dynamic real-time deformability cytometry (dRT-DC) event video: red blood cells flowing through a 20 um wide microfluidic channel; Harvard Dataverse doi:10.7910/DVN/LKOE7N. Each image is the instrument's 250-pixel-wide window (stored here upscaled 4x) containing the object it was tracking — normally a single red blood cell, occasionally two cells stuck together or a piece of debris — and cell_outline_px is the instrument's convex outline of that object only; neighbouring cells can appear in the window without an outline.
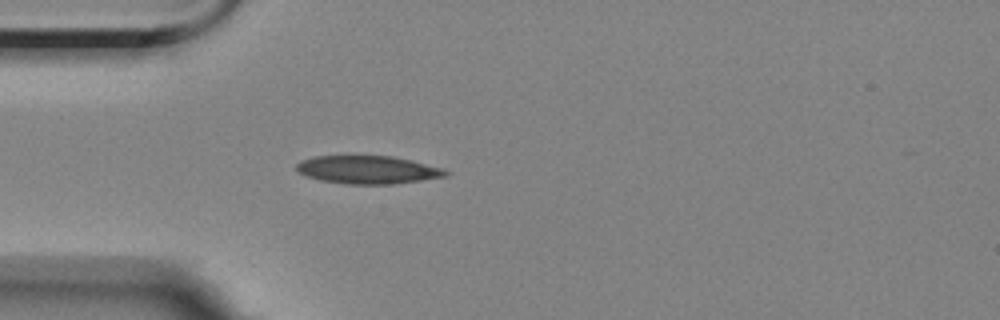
{"species": "Egyptian fruit bat (a non-hibernating species)", "species_latin": "Rousettus aegyptiacus", "temperature_condition": "room temperature", "stored_images_in_passage": 1, "camera_frame_rate_fps": 3000, "um_per_image_px": 0.085, "animal": {"sex": "female"}, "frame": {"image": 1, "passage_image": 1, "time_ms": 0.0, "image_size_px": [1000, 320], "cell_outline_px": [[448, 176], [392, 184], [344, 184], [320, 180], [308, 176], [300, 172], [296, 168], [296, 164], [300, 160], [312, 156], [392, 156], [444, 168], [448, 172]], "centroid_in_image_um": [31.25, 14.43], "position_along_channel_um": 53.8, "area_um2": 24.28}}